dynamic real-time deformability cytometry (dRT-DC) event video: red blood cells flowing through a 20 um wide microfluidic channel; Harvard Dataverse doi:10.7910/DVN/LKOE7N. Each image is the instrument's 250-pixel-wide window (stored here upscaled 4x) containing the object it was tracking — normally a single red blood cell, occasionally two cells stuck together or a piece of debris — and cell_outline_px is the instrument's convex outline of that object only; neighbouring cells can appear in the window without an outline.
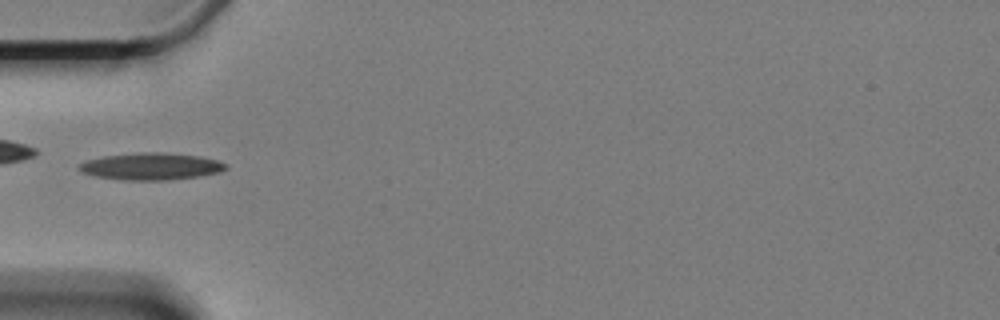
{"species": "Egyptian fruit bat (a non-hibernating species)", "species_latin": "Rousettus aegyptiacus", "temperature_condition": "cold", "stored_images_in_passage": 37, "camera_frame_rate_fps": 3000, "um_per_image_px": 0.085, "animal": {"sex": "female"}, "frame": {"image": 1, "passage_image": 1, "time_ms": 0.0, "image_size_px": [1000, 320], "cell_outline_px": [[228, 168], [220, 172], [196, 176], [164, 180], [124, 180], [96, 176], [80, 172], [76, 168], [84, 160], [100, 156], [136, 152], [164, 152], [200, 156], [216, 160], [228, 164]], "centroid_in_image_um": [12.78, 14.12], "position_along_channel_um": 72.2, "area_um2": 23.29}}
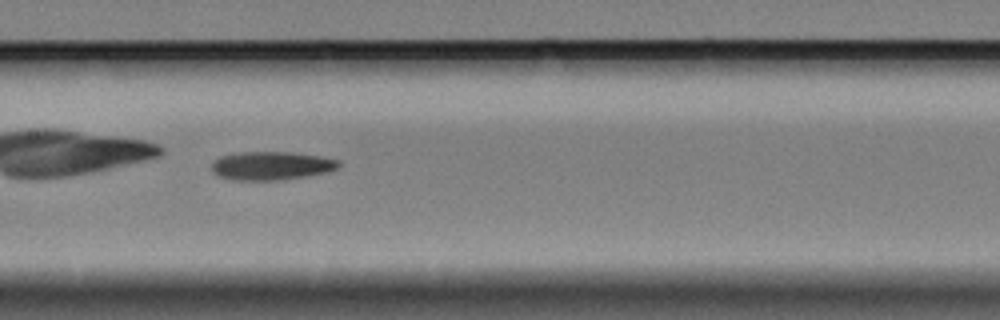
{"frame": {"image": 2, "passage_image": 11, "time_ms": 3.333, "image_size_px": [1000, 320], "cell_outline_px": [[340, 164], [336, 168], [328, 172], [280, 180], [232, 180], [220, 176], [212, 172], [212, 160], [220, 156], [232, 152], [292, 152], [320, 156], [340, 160]], "centroid_in_image_um": [23.02, 14.07], "position_along_channel_um": 184.4, "area_um2": 21.21}}